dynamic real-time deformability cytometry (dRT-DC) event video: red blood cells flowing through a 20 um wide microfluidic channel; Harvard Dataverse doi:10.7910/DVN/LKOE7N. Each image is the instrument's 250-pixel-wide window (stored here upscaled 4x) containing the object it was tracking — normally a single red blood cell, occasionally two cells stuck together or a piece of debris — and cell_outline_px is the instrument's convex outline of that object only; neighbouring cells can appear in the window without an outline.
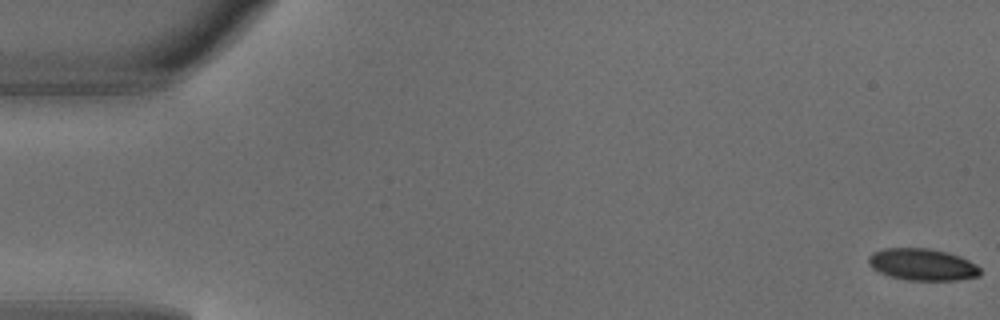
{"species": "common noctule bat (a hibernating species)", "species_latin": "Nyctalus noctula", "temperature_condition": "warm", "stored_images_in_passage": 4, "camera_frame_rate_fps": 3000, "um_per_image_px": 0.085, "animal": {"sex": "male", "body_mass_g": 18.8}, "frame": {"image": 1, "passage_image": 1, "time_ms": 0.0, "image_size_px": [1000, 320], "cell_outline_px": [[980, 276], [956, 280], [908, 280], [888, 276], [872, 268], [868, 264], [868, 256], [872, 252], [884, 248], [928, 248], [948, 252], [960, 256], [976, 264], [980, 268]], "centroid_in_image_um": [78.39, 22.48], "position_along_channel_um": 6.6, "area_um2": 20.87}}